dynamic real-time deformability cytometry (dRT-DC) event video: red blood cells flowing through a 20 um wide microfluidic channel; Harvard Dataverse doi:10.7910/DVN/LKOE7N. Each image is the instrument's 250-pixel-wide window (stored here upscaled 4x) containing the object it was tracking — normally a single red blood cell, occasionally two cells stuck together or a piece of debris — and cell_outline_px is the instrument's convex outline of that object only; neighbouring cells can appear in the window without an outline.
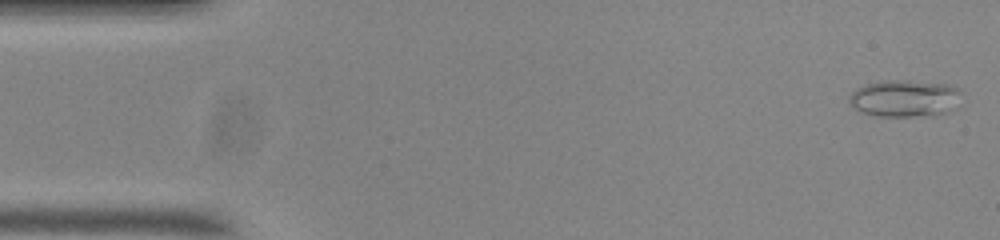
{"species": "common noctule bat (a hibernating species)", "species_latin": "Nyctalus noctula", "temperature_condition": "room temperature", "stored_images_in_passage": 54, "camera_frame_rate_fps": 3000, "um_per_image_px": 0.085, "animal": {"sex": "male", "body_mass_g": 20.0, "forearm_length_mm": 53.3}, "frame": {"image": 1, "passage_image": 1, "time_ms": 0.0, "image_size_px": [1000, 240], "cell_outline_px": [[960, 92], [956, 108], [948, 112], [932, 116], [876, 116], [864, 112], [856, 108], [848, 100], [848, 96], [856, 88], [880, 80], [908, 80], [948, 84], [956, 88]], "centroid_in_image_um": [76.91, 8.36], "position_along_channel_um": 8.1, "area_um2": 24.28}}
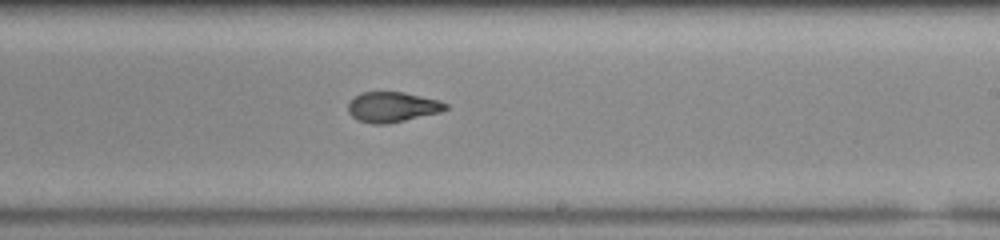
{"frame": {"image": 2, "passage_image": 31, "time_ms": 10.0, "image_size_px": [1000, 240], "cell_outline_px": [[448, 108], [440, 112], [388, 124], [372, 124], [360, 120], [352, 116], [348, 112], [348, 104], [360, 92], [404, 92], [440, 100], [448, 104]], "centroid_in_image_um": [33.37, 9.09], "position_along_channel_um": 255.6, "area_um2": 17.11}}
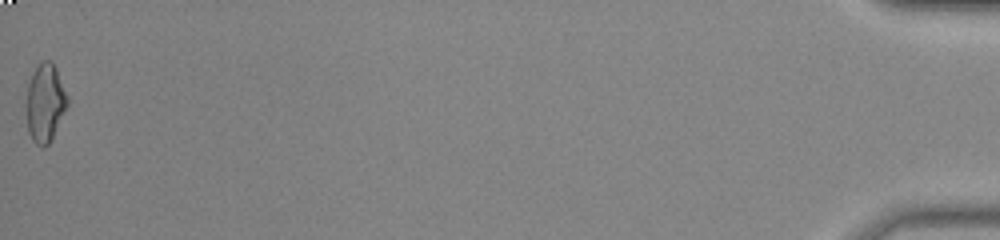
{"frame": {"image": 3, "passage_image": 54, "time_ms": 17.667, "image_size_px": [1000, 240], "cell_outline_px": [[68, 104], [52, 140], [44, 148], [40, 148], [32, 140], [28, 132], [28, 84], [40, 60], [52, 60], [56, 68], [68, 96]], "centroid_in_image_um": [3.87, 8.76], "position_along_channel_um": 431.3, "area_um2": 18.55}, "authors_computed_cell_mechanics": {"area_um2": 18.0625, "velocity_mm_per_s": 3.7071, "shape_relaxation_time_tau1_ms": null, "shape_relaxation_time_tau2_ms": 1.934, "deformation_change_tau1": null, "deformation_change_tau2": 0.0751}}